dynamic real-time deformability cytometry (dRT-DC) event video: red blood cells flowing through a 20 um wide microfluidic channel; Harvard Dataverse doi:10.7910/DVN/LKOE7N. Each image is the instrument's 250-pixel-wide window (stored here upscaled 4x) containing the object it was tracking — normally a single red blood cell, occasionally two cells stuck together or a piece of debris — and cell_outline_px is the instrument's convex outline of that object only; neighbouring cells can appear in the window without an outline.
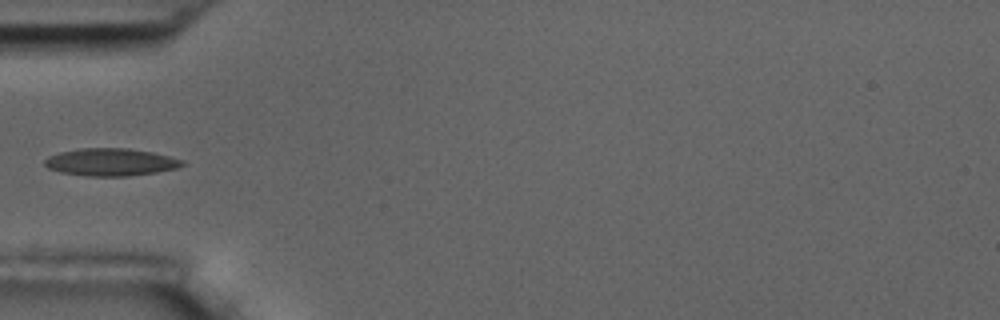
{"species": "common noctule bat (a hibernating species)", "species_latin": "Nyctalus noctula", "temperature_condition": "room temperature", "stored_images_in_passage": 11, "camera_frame_rate_fps": 3000, "um_per_image_px": 0.085, "animal": {"sex": "male", "body_mass_g": 17.5, "forearm_length_mm": 52.3}, "frame": {"image": 1, "passage_image": 5, "time_ms": 5.667, "image_size_px": [1000, 320], "cell_outline_px": [[184, 164], [176, 168], [156, 172], [128, 176], [88, 176], [60, 172], [48, 168], [44, 164], [44, 160], [48, 156], [60, 152], [80, 148], [128, 148], [152, 152], [184, 160]], "centroid_in_image_um": [9.39, 13.77], "position_along_channel_um": 75.6, "area_um2": 21.96}}
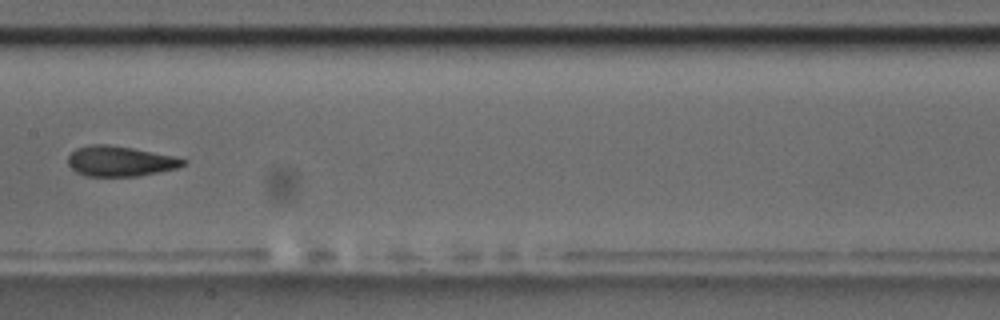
{"frame": {"image": 2, "passage_image": 8, "time_ms": 9.0, "image_size_px": [1000, 320], "cell_outline_px": [[188, 160], [184, 164], [176, 168], [136, 176], [84, 176], [76, 172], [68, 164], [68, 156], [76, 148], [92, 144], [108, 144], [132, 148], [172, 156]], "centroid_in_image_um": [10.15, 13.7], "position_along_channel_um": 197.2, "area_um2": 20.06}}
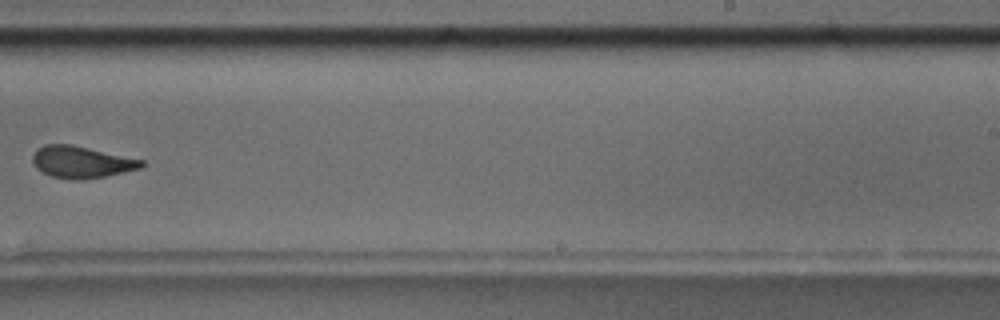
{"frame": {"image": 3, "passage_image": 10, "time_ms": 11.333, "image_size_px": [1000, 320], "cell_outline_px": [[144, 164], [140, 168], [124, 172], [104, 176], [80, 180], [52, 176], [36, 168], [32, 160], [32, 156], [36, 148], [44, 144], [72, 144], [144, 160]], "centroid_in_image_um": [6.9, 13.75], "position_along_channel_um": 282.1, "area_um2": 20.06}}